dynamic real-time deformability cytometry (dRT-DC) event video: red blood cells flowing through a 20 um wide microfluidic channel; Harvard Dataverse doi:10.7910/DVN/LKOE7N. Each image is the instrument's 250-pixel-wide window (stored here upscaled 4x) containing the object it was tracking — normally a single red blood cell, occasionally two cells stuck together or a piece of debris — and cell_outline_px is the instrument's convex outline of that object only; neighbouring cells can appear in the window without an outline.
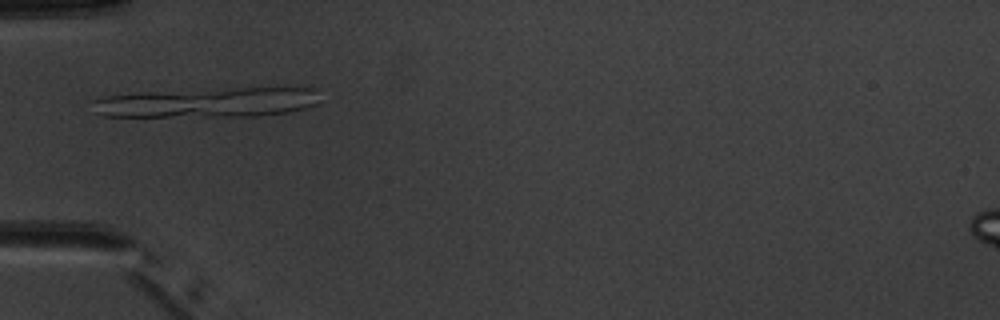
{"species": "common noctule bat (a hibernating species)", "species_latin": "Nyctalus noctula", "temperature_condition": "warm", "stored_images_in_passage": 8, "segment_of_instrument_passage": [1, 2], "camera_frame_rate_fps": 3000, "um_per_image_px": 0.085, "animal": {"sex": "male", "body_mass_g": 20.1, "forearm_length_mm": 53.5}, "frame": {"image": 1, "passage_image": 5, "time_ms": 5.0, "image_size_px": [1000, 320], "cell_outline_px": [[316, 104], [304, 108], [288, 112], [256, 116], [104, 116], [96, 112], [92, 100], [108, 96], [140, 92], [236, 88], [316, 88]], "centroid_in_image_um": [17.63, 8.71], "position_along_channel_um": 67.4, "area_um2": 38.96}}